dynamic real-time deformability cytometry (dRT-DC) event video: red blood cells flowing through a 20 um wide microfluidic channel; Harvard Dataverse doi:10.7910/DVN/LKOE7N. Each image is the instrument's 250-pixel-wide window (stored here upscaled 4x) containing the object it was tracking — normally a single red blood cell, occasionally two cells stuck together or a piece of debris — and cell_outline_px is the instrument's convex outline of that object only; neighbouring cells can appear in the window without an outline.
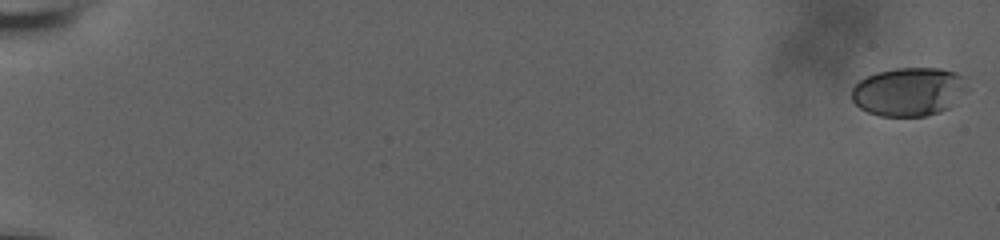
{"species": "human", "species_latin": "Homo sapiens", "temperature_condition": "room temperature", "stored_images_in_passage": 60, "camera_frame_rate_fps": 3000, "um_per_image_px": 0.085, "donor": {"sex": "male"}, "frame": {"image": 1, "passage_image": 1, "time_ms": 0.0, "image_size_px": [1000, 240], "cell_outline_px": [[968, 88], [948, 108], [940, 112], [924, 116], [880, 116], [868, 112], [860, 108], [852, 100], [852, 88], [860, 80], [876, 72], [896, 68], [940, 68], [956, 72], [964, 76]], "centroid_in_image_um": [77.25, 7.78], "position_along_channel_um": 7.7, "area_um2": 32.71}}
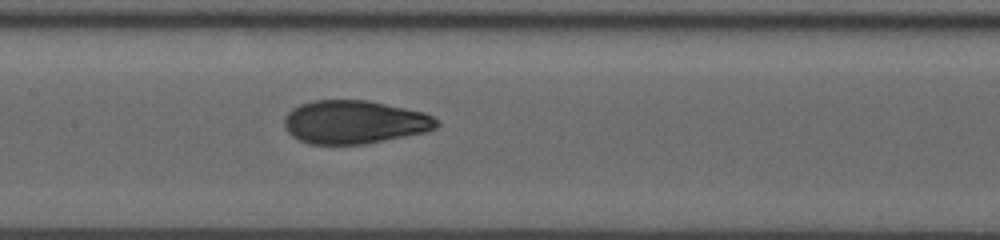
{"frame": {"image": 2, "passage_image": 33, "time_ms": 10.667, "image_size_px": [1000, 240], "cell_outline_px": [[440, 124], [436, 128], [428, 132], [364, 144], [308, 144], [292, 136], [284, 128], [284, 116], [292, 108], [300, 104], [312, 100], [368, 100], [424, 112], [440, 120]], "centroid_in_image_um": [30.14, 10.37], "position_along_channel_um": 177.3, "area_um2": 38.84}}
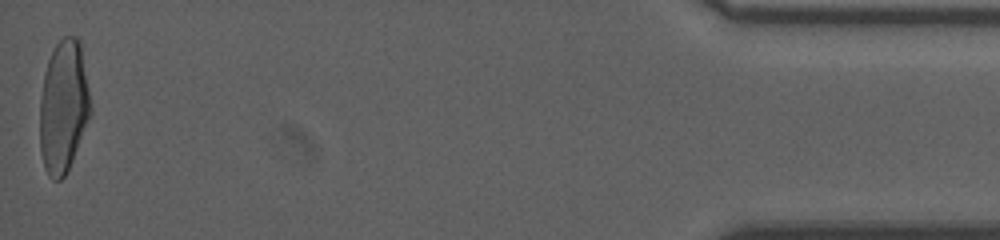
{"frame": {"image": 3, "passage_image": 60, "time_ms": 19.667, "image_size_px": [1000, 240], "cell_outline_px": [[92, 112], [72, 160], [64, 176], [60, 180], [52, 180], [48, 176], [44, 168], [40, 152], [40, 100], [44, 72], [48, 60], [56, 44], [64, 36], [76, 36], [80, 40], [92, 108]], "centroid_in_image_um": [5.39, 9.06], "position_along_channel_um": 429.8, "area_um2": 39.3}, "authors_computed_cell_mechanics": {"area_um2": 37.9168, "velocity_mm_per_s": 3.7269, "shape_relaxation_time_tau1_ms": 7.1208, "shape_relaxation_time_tau2_ms": 0.7463, "deformation_change_tau1": 0.2547, "deformation_change_tau2": 0.0628}}